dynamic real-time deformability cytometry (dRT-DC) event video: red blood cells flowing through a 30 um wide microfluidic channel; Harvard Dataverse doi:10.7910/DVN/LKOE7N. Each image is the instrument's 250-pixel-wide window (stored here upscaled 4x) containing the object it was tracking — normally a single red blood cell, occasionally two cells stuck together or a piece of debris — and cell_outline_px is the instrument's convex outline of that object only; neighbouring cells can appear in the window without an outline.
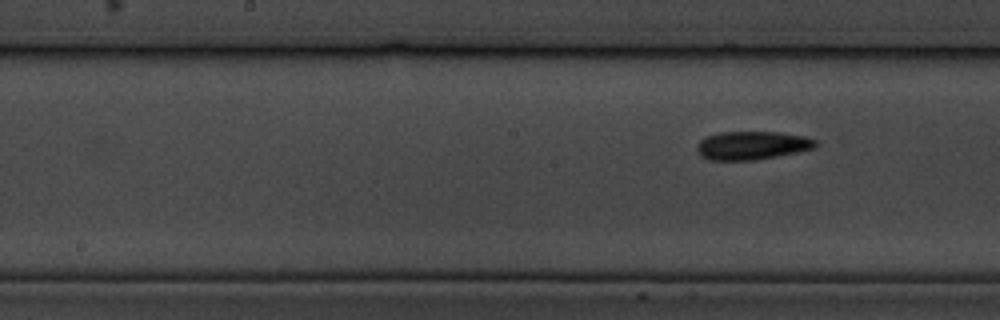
{"species": "common noctule bat (a hibernating species)", "species_latin": "Nyctalus noctula", "temperature_condition": "cold", "stored_images_in_passage": 10, "segment_of_instrument_passage": [2, 2], "camera_frame_rate_fps": 3000, "um_per_image_px": 0.085, "animal": {"sex": "male", "body_mass_g": 19.5, "forearm_length_mm": 54.6}, "frame": {"image": 1, "passage_image": 10, "time_ms": 11.333, "image_size_px": [1000, 320], "cell_outline_px": [[816, 148], [776, 156], [752, 160], [708, 160], [700, 156], [696, 152], [696, 144], [704, 136], [720, 132], [780, 132], [804, 136], [816, 140]], "centroid_in_image_um": [63.86, 12.36], "position_along_channel_um": 184.3, "area_um2": 19.77}}